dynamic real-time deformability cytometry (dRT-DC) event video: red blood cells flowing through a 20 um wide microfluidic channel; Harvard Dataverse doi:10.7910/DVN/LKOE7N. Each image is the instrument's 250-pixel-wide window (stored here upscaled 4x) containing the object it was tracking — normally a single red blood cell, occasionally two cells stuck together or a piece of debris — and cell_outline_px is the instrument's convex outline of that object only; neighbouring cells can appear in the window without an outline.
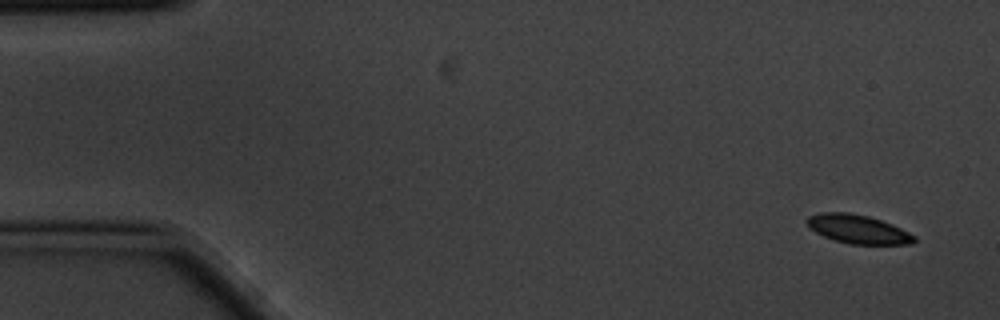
{"species": "common noctule bat (a hibernating species)", "species_latin": "Nyctalus noctula", "temperature_condition": "cold", "stored_images_in_passage": 5, "camera_frame_rate_fps": 3000, "um_per_image_px": 0.085, "animal": {"sex": "male", "body_mass_g": 20.1, "forearm_length_mm": 53.5}, "frame": {"image": 1, "passage_image": 1, "time_ms": 0.0, "image_size_px": [1000, 320], "cell_outline_px": [[916, 240], [912, 244], [848, 244], [824, 236], [808, 228], [804, 220], [808, 216], [820, 212], [848, 212], [868, 216], [892, 224], [916, 236]], "centroid_in_image_um": [72.89, 19.47], "position_along_channel_um": 12.1, "area_um2": 18.03}}
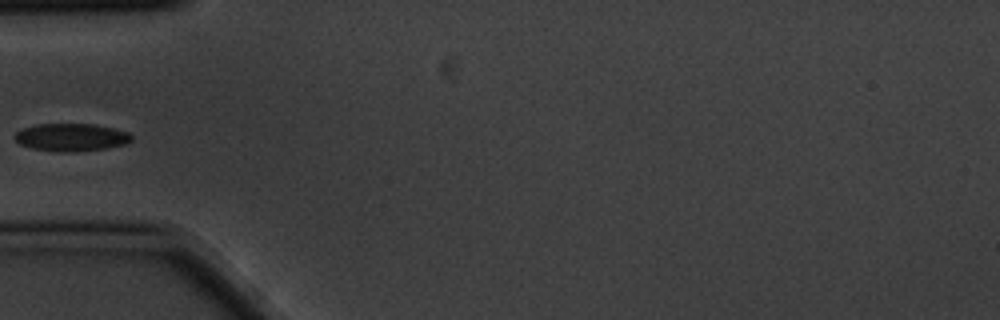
{"frame": {"image": 2, "passage_image": 5, "time_ms": 1.333, "image_size_px": [1000, 320], "cell_outline_px": [[132, 140], [128, 144], [104, 148], [76, 152], [56, 152], [32, 148], [20, 144], [12, 136], [16, 132], [24, 128], [36, 124], [96, 124], [128, 132], [132, 136]], "centroid_in_image_um": [6.05, 11.67], "position_along_channel_um": 78.9, "area_um2": 18.96}}